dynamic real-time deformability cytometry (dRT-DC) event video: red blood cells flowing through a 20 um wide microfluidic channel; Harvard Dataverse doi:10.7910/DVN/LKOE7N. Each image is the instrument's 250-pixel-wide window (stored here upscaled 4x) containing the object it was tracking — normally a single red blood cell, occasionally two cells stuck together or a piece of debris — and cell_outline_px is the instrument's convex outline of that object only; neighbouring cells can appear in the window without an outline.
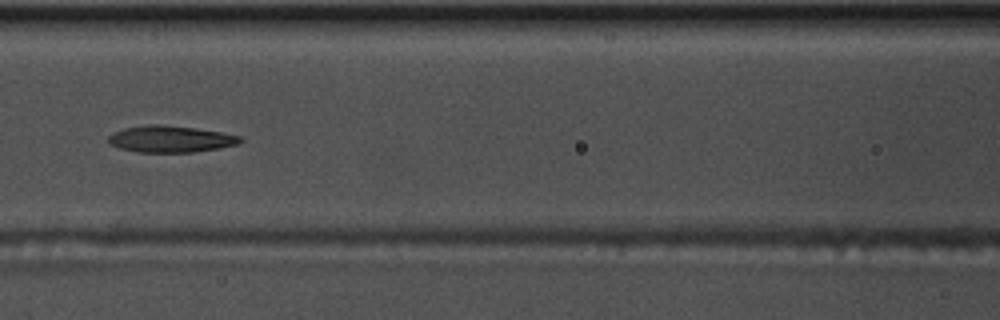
{"species": "common noctule bat (a hibernating species)", "species_latin": "Nyctalus noctula", "temperature_condition": "warm", "stored_images_in_passage": 53, "camera_frame_rate_fps": 3000, "um_per_image_px": 0.085, "animal": {"sex": "male", "body_mass_g": 17.5, "forearm_length_mm": 52.3}, "frame": {"image": 1, "passage_image": 23, "time_ms": 7.333, "image_size_px": [1000, 320], "cell_outline_px": [[244, 140], [240, 144], [220, 148], [192, 152], [140, 152], [120, 148], [112, 144], [108, 140], [108, 136], [112, 132], [124, 128], [148, 124], [156, 124], [196, 128], [220, 132], [240, 136]], "centroid_in_image_um": [14.52, 11.81], "position_along_channel_um": 152.1, "area_um2": 20.4}}